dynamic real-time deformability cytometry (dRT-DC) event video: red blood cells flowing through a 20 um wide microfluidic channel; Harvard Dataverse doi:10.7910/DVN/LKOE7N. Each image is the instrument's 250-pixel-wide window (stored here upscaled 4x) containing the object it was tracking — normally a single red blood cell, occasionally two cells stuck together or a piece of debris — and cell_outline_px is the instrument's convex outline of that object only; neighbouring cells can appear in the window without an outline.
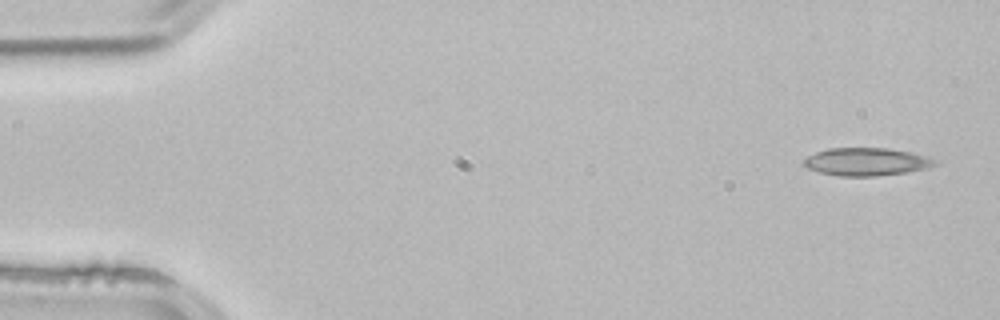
{"species": "common noctule bat (a hibernating species)", "species_latin": "Nyctalus noctula", "temperature_condition": "room temperature", "stored_images_in_passage": 3, "camera_frame_rate_fps": 3000, "um_per_image_px": 0.085, "animal": {"sex": "male", "body_mass_g": 21.5, "forearm_length_mm": 52.0}, "frame": {"image": 1, "passage_image": 1, "time_ms": 0.0, "image_size_px": [1000, 320], "cell_outline_px": [[940, 160], [936, 164], [928, 168], [904, 172], [876, 176], [840, 176], [820, 172], [808, 168], [804, 164], [804, 160], [808, 156], [816, 152], [828, 148], [888, 148], [912, 152]], "centroid_in_image_um": [73.69, 13.74], "position_along_channel_um": 11.3, "area_um2": 21.21}}
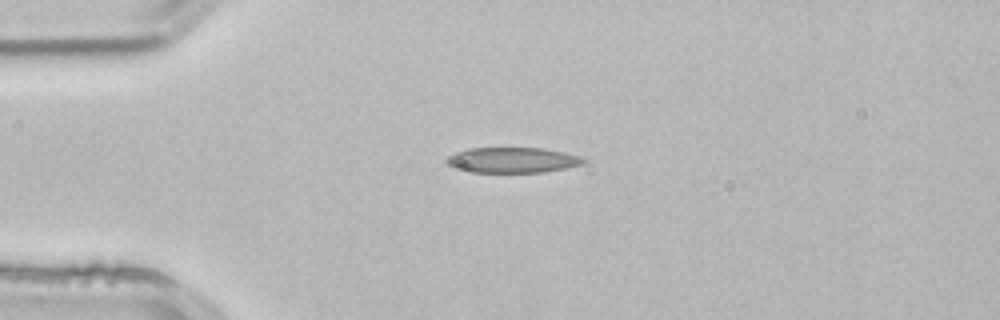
{"frame": {"image": 2, "passage_image": 3, "time_ms": 0.667, "image_size_px": [1000, 320], "cell_outline_px": [[588, 160], [584, 164], [568, 168], [544, 172], [472, 172], [452, 168], [444, 160], [448, 156], [456, 152], [468, 148], [544, 148], [564, 152], [580, 156]], "centroid_in_image_um": [43.58, 13.61], "position_along_channel_um": 41.4, "area_um2": 20.52}}